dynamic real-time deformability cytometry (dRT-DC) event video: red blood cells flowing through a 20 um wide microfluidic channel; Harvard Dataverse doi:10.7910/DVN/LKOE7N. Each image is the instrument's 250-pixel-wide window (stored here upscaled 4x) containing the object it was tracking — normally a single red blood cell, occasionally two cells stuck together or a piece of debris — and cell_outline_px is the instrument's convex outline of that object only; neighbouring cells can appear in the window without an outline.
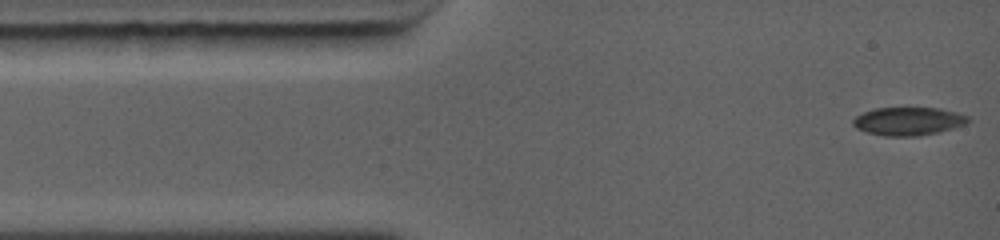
{"species": "common noctule bat (a hibernating species)", "species_latin": "Nyctalus noctula", "temperature_condition": "warm", "stored_images_in_passage": 43, "camera_frame_rate_fps": 5000, "um_per_image_px": 0.085, "animal": {"sex": "female", "body_mass_g": 19.0, "forearm_length_mm": 56.7}, "frame": {"image": 1, "passage_image": 1, "time_ms": 0.0, "image_size_px": [1000, 240], "cell_outline_px": [[968, 120], [964, 124], [952, 128], [936, 132], [916, 136], [884, 136], [868, 132], [856, 128], [852, 124], [852, 120], [856, 116], [864, 112], [876, 108], [940, 108], [956, 112], [968, 116]], "centroid_in_image_um": [77.17, 10.3], "position_along_channel_um": 7.8, "area_um2": 18.61}}
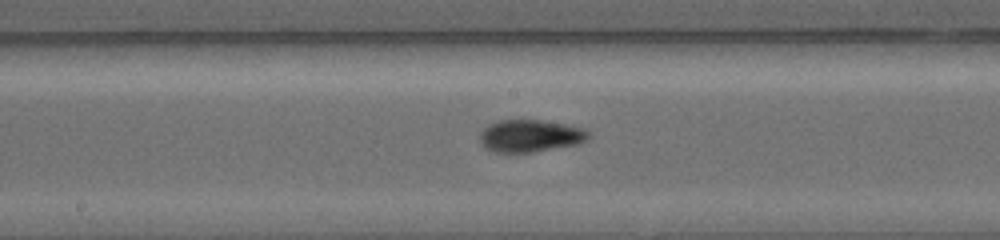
{"frame": {"image": 2, "passage_image": 13, "time_ms": 5.8, "image_size_px": [1000, 240], "cell_outline_px": [[588, 136], [584, 140], [576, 144], [528, 152], [496, 152], [488, 148], [484, 144], [480, 136], [484, 128], [500, 120], [520, 116], [580, 128], [588, 132]], "centroid_in_image_um": [45.01, 11.5], "position_along_channel_um": 203.2, "area_um2": 20.0}}
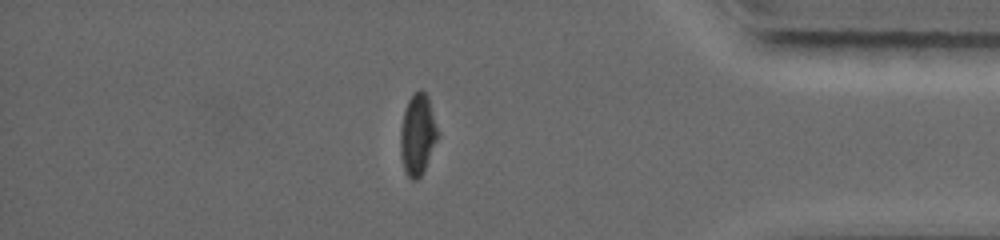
{"frame": {"image": 3, "passage_image": 31, "time_ms": 10.8, "image_size_px": [1000, 240], "cell_outline_px": [[440, 136], [424, 172], [416, 180], [412, 180], [408, 176], [404, 168], [400, 156], [400, 128], [404, 112], [408, 100], [412, 92], [420, 88], [428, 96]], "centroid_in_image_um": [35.51, 11.43], "position_along_channel_um": 399.7, "area_um2": 18.09}, "authors_computed_cell_mechanics": {"area_um2": 18.9006, "velocity_mm_per_s": 4.5007, "shape_relaxation_time_tau1_ms": 3.2006, "shape_relaxation_time_tau2_ms": 2.8055, "deformation_change_tau1": 0.1269, "deformation_change_tau2": 0.0542}}